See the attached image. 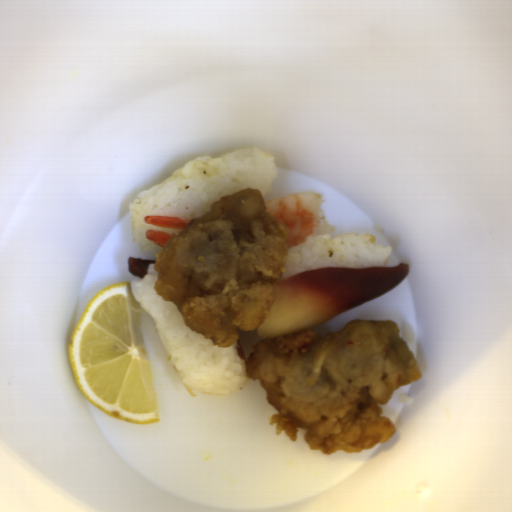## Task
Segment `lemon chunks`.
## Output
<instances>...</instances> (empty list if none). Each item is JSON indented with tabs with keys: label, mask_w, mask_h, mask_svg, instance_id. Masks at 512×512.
Wrapping results in <instances>:
<instances>
[{
	"label": "lemon chunks",
	"mask_w": 512,
	"mask_h": 512,
	"mask_svg": "<svg viewBox=\"0 0 512 512\" xmlns=\"http://www.w3.org/2000/svg\"><path fill=\"white\" fill-rule=\"evenodd\" d=\"M67 354L74 381L93 406L129 423H159L140 304L129 280L109 284L90 299L69 337Z\"/></svg>",
	"instance_id": "obj_1"
}]
</instances>
